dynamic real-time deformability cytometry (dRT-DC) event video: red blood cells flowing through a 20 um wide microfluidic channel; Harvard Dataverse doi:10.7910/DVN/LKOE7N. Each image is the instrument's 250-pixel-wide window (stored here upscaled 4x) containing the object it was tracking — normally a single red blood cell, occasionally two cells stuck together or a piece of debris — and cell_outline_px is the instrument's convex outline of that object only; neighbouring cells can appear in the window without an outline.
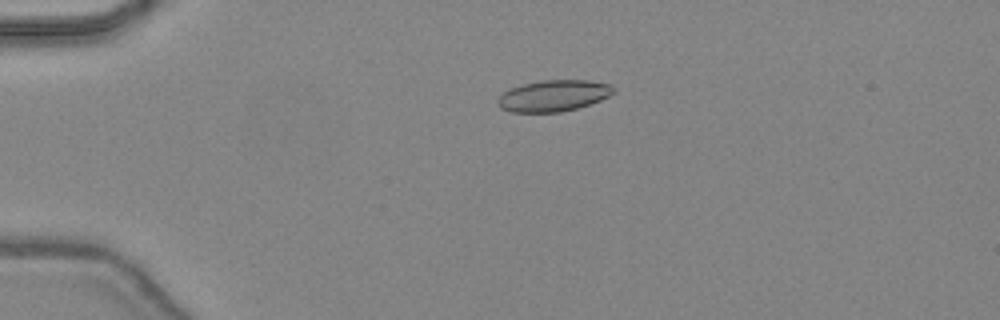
{"species": "common noctule bat (a hibernating species)", "species_latin": "Nyctalus noctula", "temperature_condition": "warm", "stored_images_in_passage": 47, "camera_frame_rate_fps": 3000, "um_per_image_px": 0.085, "animal": {"sex": "female", "body_mass_g": 24.6, "forearm_length_mm": 56.2}, "frame": {"image": 1, "passage_image": 12, "time_ms": 3.667, "image_size_px": [1000, 320], "cell_outline_px": [[616, 92], [600, 100], [576, 108], [560, 112], [512, 112], [500, 108], [496, 104], [496, 100], [508, 88], [520, 84], [540, 80], [588, 80], [612, 84]], "centroid_in_image_um": [47.01, 8.12], "position_along_channel_um": 38.0, "area_um2": 21.33}}
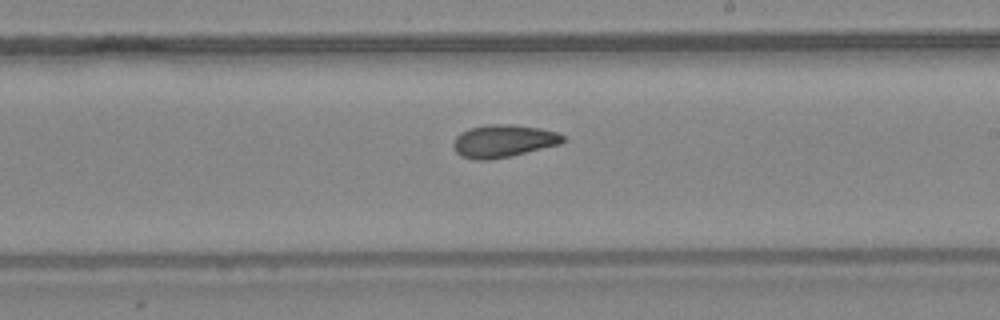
{"frame": {"image": 2, "passage_image": 29, "time_ms": 9.333, "image_size_px": [1000, 320], "cell_outline_px": [[564, 140], [560, 144], [512, 156], [488, 160], [472, 160], [460, 156], [456, 152], [452, 144], [456, 136], [460, 132], [468, 128], [488, 124], [512, 124], [540, 128], [556, 132], [564, 136]], "centroid_in_image_um": [42.74, 11.99], "position_along_channel_um": 246.3, "area_um2": 21.04}}
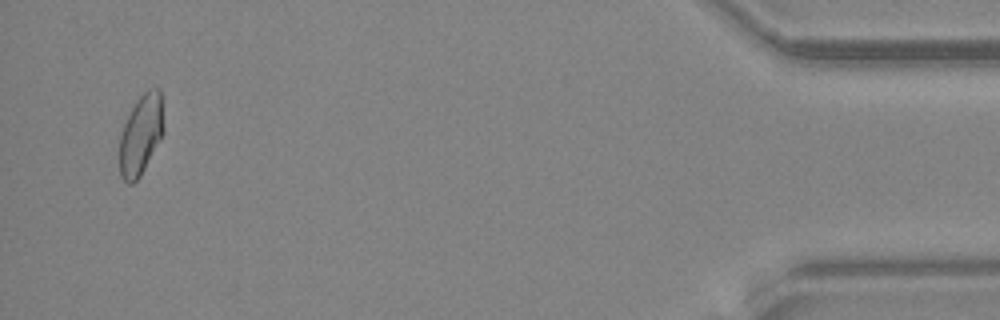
{"frame": {"image": 3, "passage_image": 46, "time_ms": 15.0, "image_size_px": [1000, 320], "cell_outline_px": [[164, 132], [140, 176], [132, 184], [128, 184], [120, 176], [120, 132], [136, 100], [148, 88], [160, 88], [164, 128]], "centroid_in_image_um": [11.98, 11.43], "position_along_channel_um": 423.2, "area_um2": 20.52}, "authors_computed_cell_mechanics": {"area_um2": 20.6924, "velocity_mm_per_s": 4.4863, "shape_relaxation_time_tau1_ms": null, "shape_relaxation_time_tau2_ms": 3.6161, "deformation_change_tau1": null, "deformation_change_tau2": 0.0971}}